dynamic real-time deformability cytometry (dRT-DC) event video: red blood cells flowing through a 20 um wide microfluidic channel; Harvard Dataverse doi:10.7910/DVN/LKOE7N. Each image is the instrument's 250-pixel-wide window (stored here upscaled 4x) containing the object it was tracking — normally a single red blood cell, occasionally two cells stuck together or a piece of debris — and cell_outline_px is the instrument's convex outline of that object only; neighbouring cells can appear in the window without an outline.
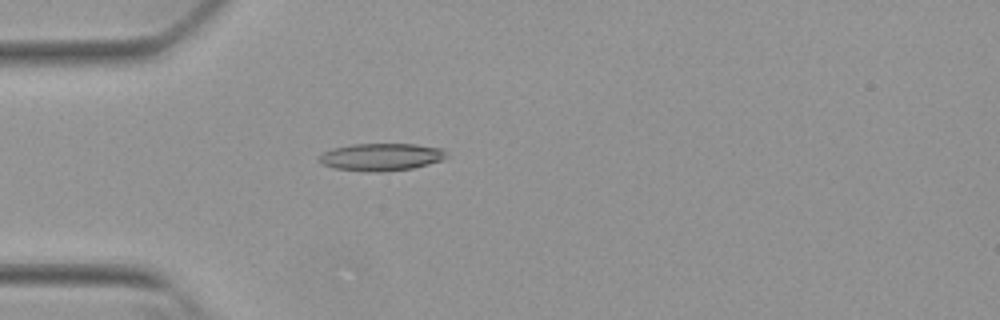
{"species": "Egyptian fruit bat (a non-hibernating species)", "species_latin": "Rousettus aegyptiacus", "temperature_condition": "warm", "stored_images_in_passage": 39, "camera_frame_rate_fps": 3000, "um_per_image_px": 0.085, "animal": {"sex": "female"}, "frame": {"image": 1, "passage_image": 1, "time_ms": 0.0, "image_size_px": [1000, 320], "cell_outline_px": [[448, 156], [444, 160], [412, 168], [380, 172], [336, 168], [324, 164], [316, 160], [324, 152], [332, 148], [352, 144], [416, 144], [444, 148]], "centroid_in_image_um": [32.46, 13.32], "position_along_channel_um": 52.5, "area_um2": 20.29}}
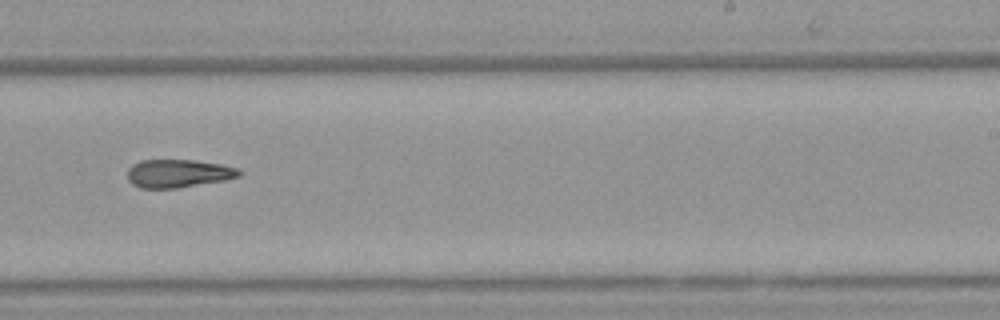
{"frame": {"image": 2, "passage_image": 19, "time_ms": 6.0, "image_size_px": [1000, 320], "cell_outline_px": [[244, 172], [240, 176], [224, 180], [176, 188], [140, 188], [132, 184], [128, 180], [128, 168], [132, 164], [140, 160], [196, 160], [220, 164], [240, 168]], "centroid_in_image_um": [15.16, 14.73], "position_along_channel_um": 273.8, "area_um2": 18.44}}
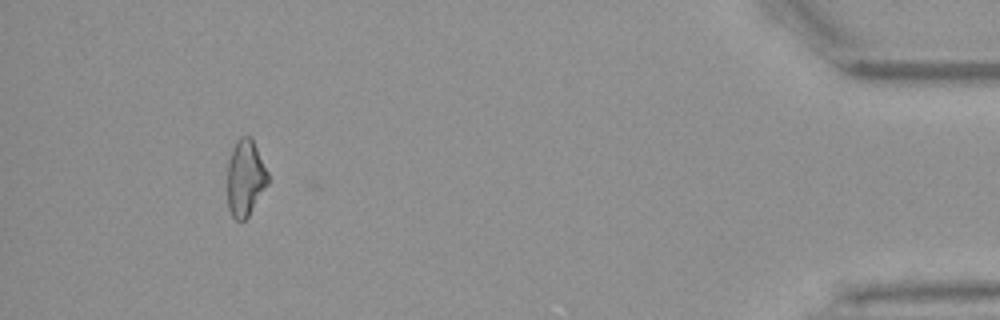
{"frame": {"image": 3, "passage_image": 35, "time_ms": 11.333, "image_size_px": [1000, 320], "cell_outline_px": [[268, 184], [248, 216], [244, 220], [236, 220], [232, 216], [228, 208], [228, 160], [232, 148], [236, 140], [240, 136], [252, 136], [268, 172]], "centroid_in_image_um": [20.85, 15.09], "position_along_channel_um": 414.3, "area_um2": 18.15}}